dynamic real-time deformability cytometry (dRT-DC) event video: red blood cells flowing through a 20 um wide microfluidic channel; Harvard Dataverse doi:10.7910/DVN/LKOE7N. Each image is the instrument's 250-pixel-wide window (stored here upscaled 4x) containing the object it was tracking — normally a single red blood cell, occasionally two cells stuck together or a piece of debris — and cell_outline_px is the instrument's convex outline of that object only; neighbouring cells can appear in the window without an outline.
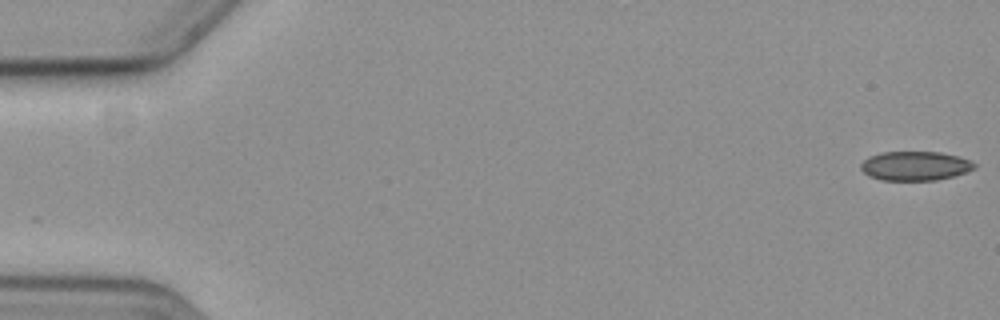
{"species": "common noctule bat (a hibernating species)", "species_latin": "Nyctalus noctula", "temperature_condition": "cold", "stored_images_in_passage": 15, "camera_frame_rate_fps": 3000, "um_per_image_px": 0.085, "animal": {"sex": "female", "body_mass_g": 19.3, "forearm_length_mm": 54.1}, "frame": {"image": 1, "passage_image": 1, "time_ms": 0.0, "image_size_px": [1000, 320], "cell_outline_px": [[976, 168], [968, 172], [936, 180], [880, 180], [868, 176], [860, 168], [860, 164], [868, 156], [880, 152], [940, 152], [960, 156], [972, 160], [976, 164]], "centroid_in_image_um": [77.8, 14.09], "position_along_channel_um": 7.2, "area_um2": 19.59}}